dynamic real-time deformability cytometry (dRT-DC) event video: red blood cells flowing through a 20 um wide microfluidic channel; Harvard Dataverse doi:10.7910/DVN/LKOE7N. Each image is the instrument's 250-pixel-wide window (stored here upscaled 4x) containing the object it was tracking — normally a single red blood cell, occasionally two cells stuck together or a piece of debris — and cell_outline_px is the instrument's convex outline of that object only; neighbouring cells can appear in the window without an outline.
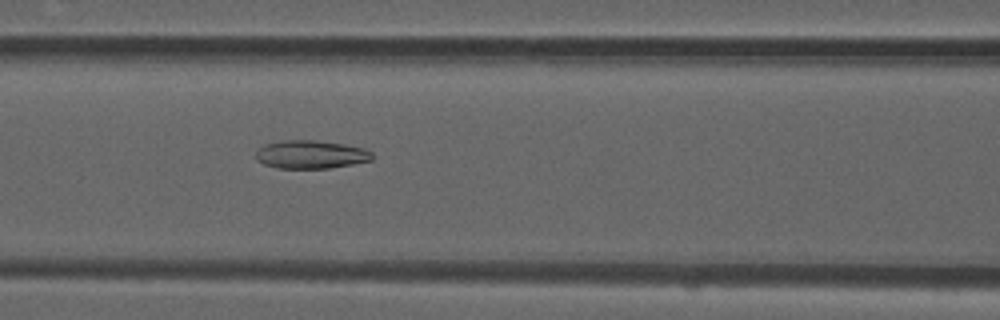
{"species": "common noctule bat (a hibernating species)", "species_latin": "Nyctalus noctula", "temperature_condition": "room temperature", "stored_images_in_passage": 38, "camera_frame_rate_fps": 3000, "um_per_image_px": 0.085, "animal": {"sex": "male", "forearm_length_mm": 52.5}, "frame": {"image": 1, "passage_image": 8, "time_ms": 2.333, "image_size_px": [1000, 320], "cell_outline_px": [[372, 160], [352, 164], [328, 168], [276, 168], [264, 164], [256, 160], [256, 152], [264, 144], [284, 140], [316, 140], [344, 144], [364, 148], [372, 152]], "centroid_in_image_um": [26.41, 13.13], "position_along_channel_um": 140.2, "area_um2": 19.13}}
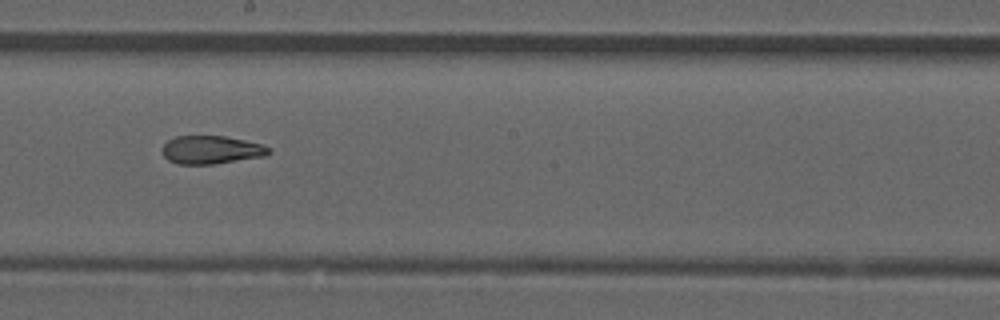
{"frame": {"image": 2, "passage_image": 15, "time_ms": 4.667, "image_size_px": [1000, 320], "cell_outline_px": [[272, 152], [264, 156], [212, 164], [176, 164], [168, 160], [164, 156], [160, 148], [168, 140], [176, 136], [224, 136], [264, 144]], "centroid_in_image_um": [17.92, 12.73], "position_along_channel_um": 230.3, "area_um2": 17.51}}
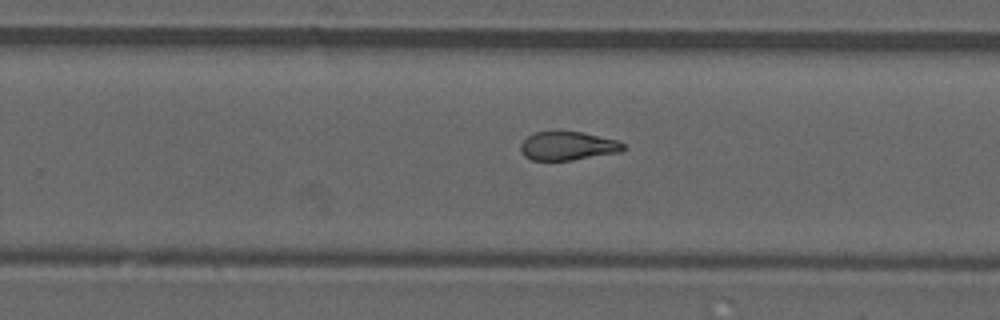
{"frame": {"image": 3, "passage_image": 19, "time_ms": 6.0, "image_size_px": [1000, 320], "cell_outline_px": [[624, 148], [620, 152], [572, 160], [532, 160], [524, 156], [520, 152], [520, 144], [528, 136], [536, 132], [580, 132], [620, 140], [624, 144]], "centroid_in_image_um": [48.26, 12.41], "position_along_channel_um": 281.5, "area_um2": 17.05}, "authors_computed_cell_mechanics": {"area_um2": 18.207, "velocity_mm_per_s": 3.8761, "shape_relaxation_time_tau1_ms": null, "shape_relaxation_time_tau2_ms": 2.3605, "deformation_change_tau1": null, "deformation_change_tau2": 0.1039}}